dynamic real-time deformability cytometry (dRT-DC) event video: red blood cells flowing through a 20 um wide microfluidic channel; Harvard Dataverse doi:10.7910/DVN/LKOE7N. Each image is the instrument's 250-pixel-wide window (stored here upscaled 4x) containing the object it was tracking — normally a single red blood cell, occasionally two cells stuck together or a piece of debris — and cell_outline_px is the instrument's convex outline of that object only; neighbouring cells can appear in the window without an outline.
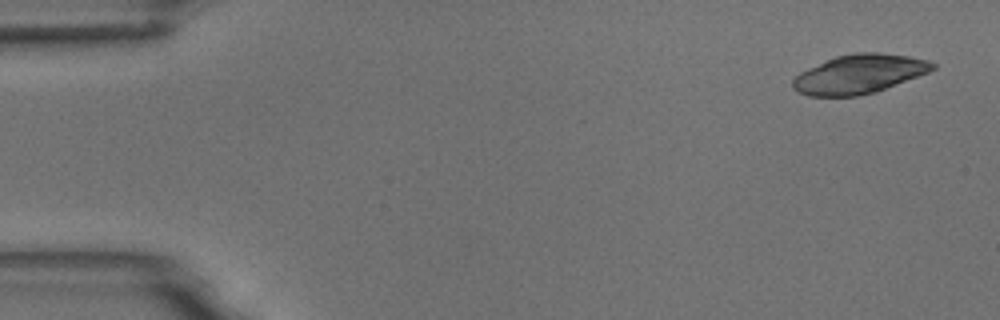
{"species": "common noctule bat (a hibernating species)", "species_latin": "Nyctalus noctula", "temperature_condition": "room temperature", "stored_images_in_passage": 4, "camera_frame_rate_fps": 3000, "um_per_image_px": 0.085, "animal": {"sex": "male", "body_mass_g": 18.8}, "frame": {"image": 1, "passage_image": 1, "time_ms": 0.0, "image_size_px": [1000, 320], "cell_outline_px": [[936, 68], [928, 72], [876, 92], [856, 96], [808, 96], [796, 92], [792, 88], [792, 80], [800, 72], [808, 68], [836, 56], [852, 52], [880, 52], [908, 56], [928, 60], [936, 64]], "centroid_in_image_um": [73.01, 6.29], "position_along_channel_um": 12.0, "area_um2": 31.85}}